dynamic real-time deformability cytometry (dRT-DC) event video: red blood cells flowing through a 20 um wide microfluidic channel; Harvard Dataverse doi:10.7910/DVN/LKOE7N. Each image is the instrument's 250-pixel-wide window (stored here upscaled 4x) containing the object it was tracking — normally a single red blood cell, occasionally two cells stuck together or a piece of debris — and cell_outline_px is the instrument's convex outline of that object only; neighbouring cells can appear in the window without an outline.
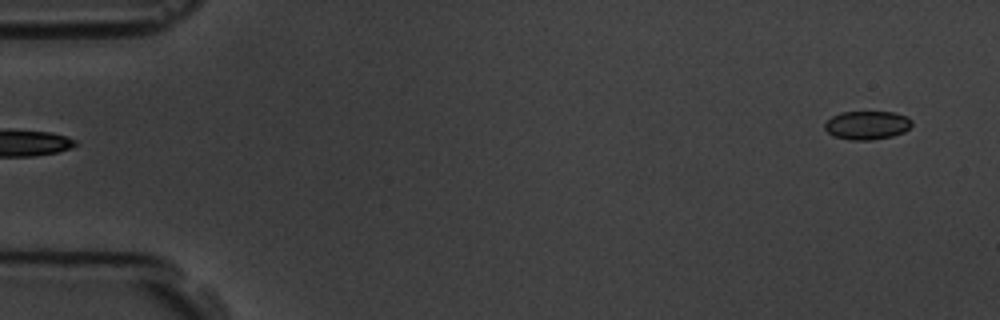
{"species": "common noctule bat (a hibernating species)", "species_latin": "Nyctalus noctula", "temperature_condition": "room temperature", "stored_images_in_passage": 3, "segment_of_instrument_passage": [2, 2], "camera_frame_rate_fps": 3000, "um_per_image_px": 0.085, "animal": {"sex": "male", "body_mass_g": 19.5, "forearm_length_mm": 54.6}, "frame": {"image": 1, "passage_image": 3, "time_ms": 2.333, "image_size_px": [1000, 320], "cell_outline_px": [[912, 124], [904, 132], [892, 136], [872, 140], [848, 140], [832, 136], [824, 128], [824, 124], [832, 116], [840, 112], [892, 112], [908, 116], [912, 120]], "centroid_in_image_um": [73.69, 10.64], "position_along_channel_um": 11.3, "area_um2": 14.62}}